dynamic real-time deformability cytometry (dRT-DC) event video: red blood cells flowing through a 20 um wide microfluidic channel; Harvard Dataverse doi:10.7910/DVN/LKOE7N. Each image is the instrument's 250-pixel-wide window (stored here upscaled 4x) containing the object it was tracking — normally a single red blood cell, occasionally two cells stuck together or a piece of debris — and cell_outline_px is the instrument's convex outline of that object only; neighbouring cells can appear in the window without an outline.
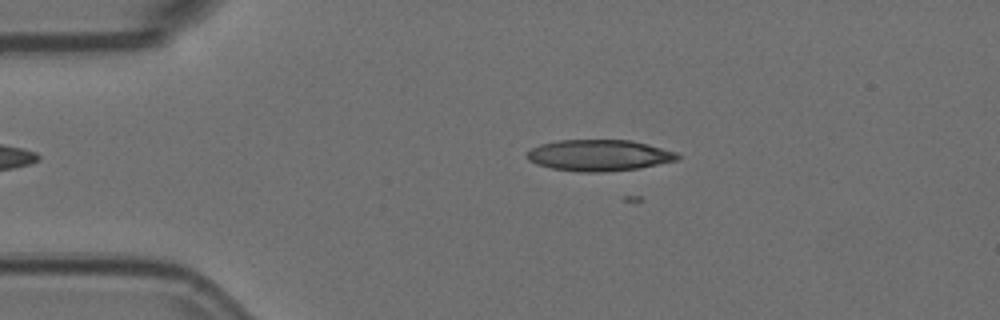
{"species": "Egyptian fruit bat (a non-hibernating species)", "species_latin": "Rousettus aegyptiacus", "temperature_condition": "room temperature", "stored_images_in_passage": 6, "camera_frame_rate_fps": 3000, "um_per_image_px": 0.085, "animal": {"sex": "female"}, "frame": {"image": 1, "passage_image": 3, "time_ms": 0.667, "image_size_px": [1000, 320], "cell_outline_px": [[680, 156], [676, 160], [636, 168], [596, 172], [580, 172], [552, 168], [536, 164], [528, 160], [528, 152], [532, 148], [540, 144], [556, 140], [632, 140], [648, 144], [676, 152]], "centroid_in_image_um": [50.88, 13.19], "position_along_channel_um": 34.1, "area_um2": 27.05}}